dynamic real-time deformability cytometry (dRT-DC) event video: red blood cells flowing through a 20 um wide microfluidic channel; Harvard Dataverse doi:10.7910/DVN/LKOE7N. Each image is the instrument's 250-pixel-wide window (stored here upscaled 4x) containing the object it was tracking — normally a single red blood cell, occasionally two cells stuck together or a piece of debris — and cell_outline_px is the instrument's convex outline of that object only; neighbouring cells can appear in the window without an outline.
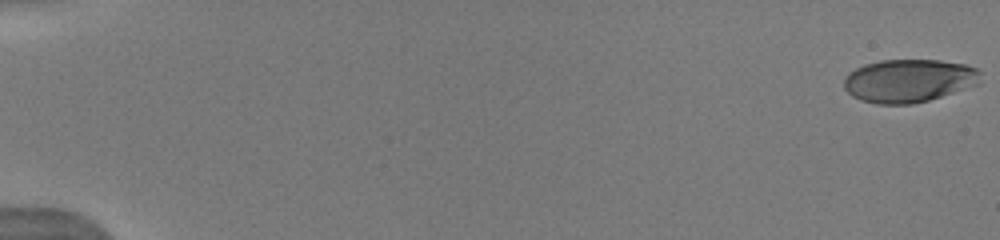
{"species": "human", "species_latin": "Homo sapiens", "temperature_condition": "warm", "stored_images_in_passage": 13, "camera_frame_rate_fps": 3000, "um_per_image_px": 0.085, "donor": {"sex": "male"}, "frame": {"image": 1, "passage_image": 1, "time_ms": 0.0, "image_size_px": [1000, 240], "cell_outline_px": [[980, 84], [928, 100], [912, 104], [876, 104], [860, 100], [852, 96], [844, 88], [844, 80], [848, 72], [864, 64], [880, 60], [940, 60], [964, 64], [976, 68], [980, 72]], "centroid_in_image_um": [77.24, 6.86], "position_along_channel_um": 7.8, "area_um2": 34.45}}
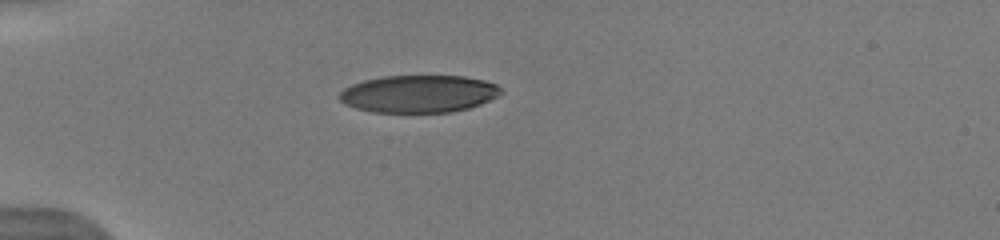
{"frame": {"image": 2, "passage_image": 10, "time_ms": 5.0, "image_size_px": [1000, 240], "cell_outline_px": [[504, 92], [480, 104], [468, 108], [452, 112], [372, 112], [356, 108], [344, 104], [336, 96], [344, 88], [352, 84], [364, 80], [384, 76], [464, 76], [484, 80], [496, 84]], "centroid_in_image_um": [35.56, 7.97], "position_along_channel_um": 49.4, "area_um2": 35.26}}